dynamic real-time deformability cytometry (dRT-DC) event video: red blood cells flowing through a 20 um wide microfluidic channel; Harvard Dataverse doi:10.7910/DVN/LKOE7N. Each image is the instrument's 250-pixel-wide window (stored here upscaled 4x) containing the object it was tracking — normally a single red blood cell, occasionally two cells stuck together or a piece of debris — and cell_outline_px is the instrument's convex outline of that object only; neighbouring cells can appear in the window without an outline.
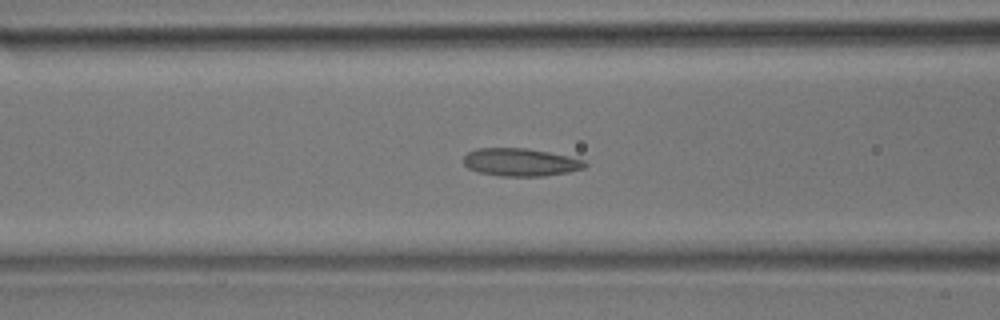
{"species": "common noctule bat (a hibernating species)", "species_latin": "Nyctalus noctula", "temperature_condition": "room temperature", "stored_images_in_passage": 13, "camera_frame_rate_fps": 3000, "um_per_image_px": 0.085, "animal": {"sex": "male", "body_mass_g": 17.9}, "frame": {"image": 1, "passage_image": 7, "time_ms": 2.0, "image_size_px": [1000, 320], "cell_outline_px": [[588, 164], [584, 168], [568, 172], [544, 176], [500, 176], [480, 172], [468, 168], [464, 164], [464, 156], [468, 152], [476, 148], [528, 148], [568, 156], [584, 160]], "centroid_in_image_um": [44.25, 13.78], "position_along_channel_um": 122.4, "area_um2": 19.65}}
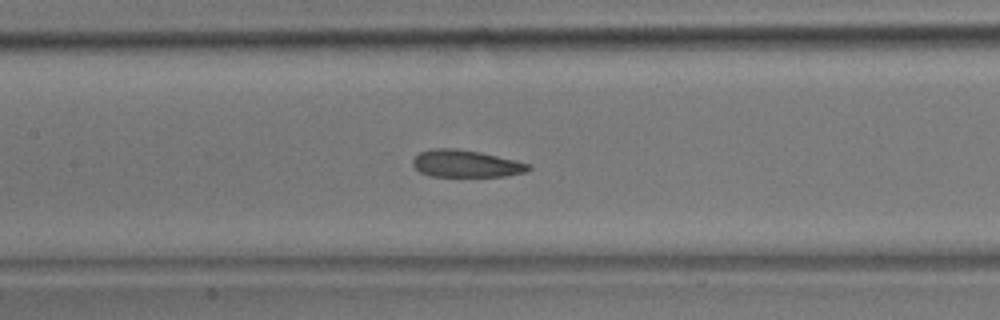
{"frame": {"image": 2, "passage_image": 10, "time_ms": 3.0, "image_size_px": [1000, 320], "cell_outline_px": [[532, 168], [528, 172], [504, 176], [432, 176], [420, 172], [412, 164], [412, 160], [420, 152], [432, 148], [456, 148], [480, 152], [516, 160], [532, 164]], "centroid_in_image_um": [39.65, 13.91], "position_along_channel_um": 167.8, "area_um2": 18.44}}